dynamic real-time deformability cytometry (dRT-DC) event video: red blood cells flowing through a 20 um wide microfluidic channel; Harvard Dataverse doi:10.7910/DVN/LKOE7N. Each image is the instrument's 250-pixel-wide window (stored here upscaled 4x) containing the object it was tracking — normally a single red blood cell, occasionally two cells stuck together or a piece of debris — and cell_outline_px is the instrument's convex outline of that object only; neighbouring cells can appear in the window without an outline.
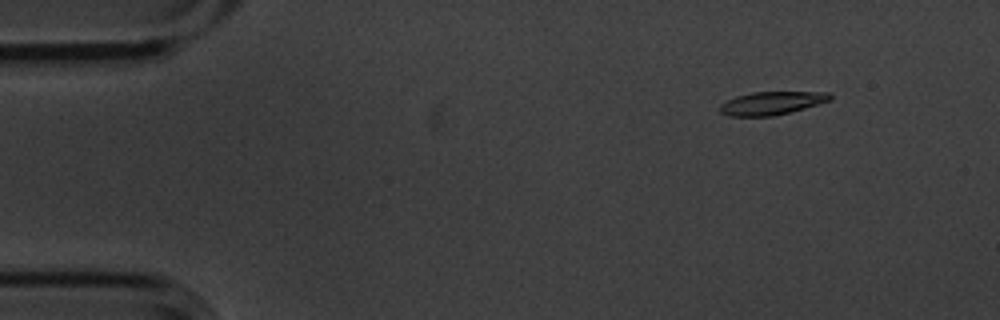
{"species": "common noctule bat (a hibernating species)", "species_latin": "Nyctalus noctula", "temperature_condition": "cold", "stored_images_in_passage": 5, "camera_frame_rate_fps": 3000, "um_per_image_px": 0.085, "animal": {"sex": "male", "body_mass_g": 20.1, "forearm_length_mm": 53.5}, "frame": {"image": 1, "passage_image": 2, "time_ms": 0.333, "image_size_px": [1000, 320], "cell_outline_px": [[832, 100], [820, 104], [772, 116], [728, 116], [720, 112], [720, 104], [736, 96], [752, 92], [828, 92], [832, 96]], "centroid_in_image_um": [65.6, 8.76], "position_along_channel_um": 19.4, "area_um2": 14.8}}
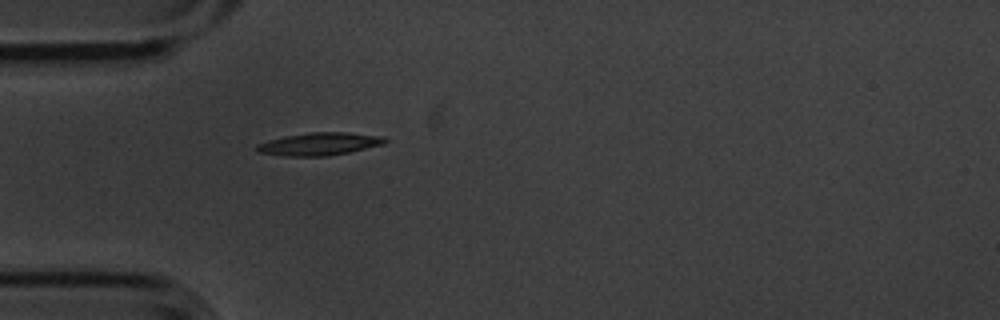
{"frame": {"image": 2, "passage_image": 5, "time_ms": 1.333, "image_size_px": [1000, 320], "cell_outline_px": [[388, 140], [384, 144], [348, 152], [328, 156], [284, 156], [256, 152], [256, 144], [268, 140], [284, 136], [308, 132], [348, 132], [384, 136]], "centroid_in_image_um": [27.13, 12.23], "position_along_channel_um": 57.9, "area_um2": 17.11}}